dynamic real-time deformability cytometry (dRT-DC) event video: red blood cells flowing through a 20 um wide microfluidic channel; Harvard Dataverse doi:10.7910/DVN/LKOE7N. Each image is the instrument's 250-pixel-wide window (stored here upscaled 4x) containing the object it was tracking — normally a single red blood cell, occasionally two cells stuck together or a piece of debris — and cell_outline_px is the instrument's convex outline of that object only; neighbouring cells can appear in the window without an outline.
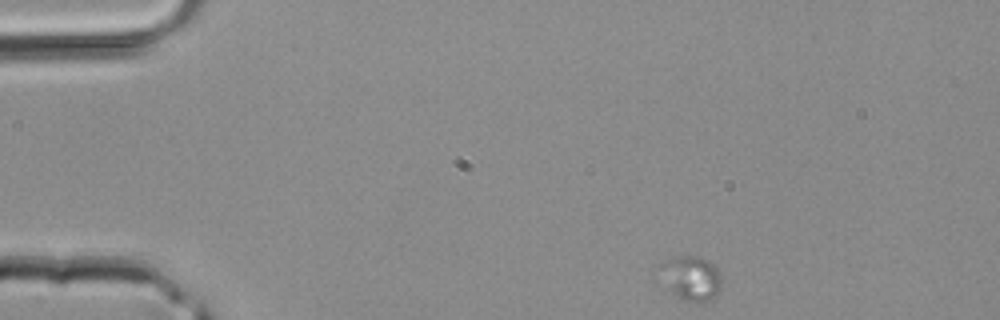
{"species": "common noctule bat (a hibernating species)", "species_latin": "Nyctalus noctula", "temperature_condition": "room temperature", "stored_images_in_passage": 12, "camera_frame_rate_fps": 3000, "um_per_image_px": 0.085, "animal": {"sex": "male", "body_mass_g": 20.4}, "frame": {"image": 1, "passage_image": 1, "time_ms": 0.0, "image_size_px": [1000, 320], "cell_outline_px": [[720, 288], [712, 300], [696, 304], [680, 300], [672, 292], [660, 264], [676, 256], [700, 256], [716, 264], [720, 276]], "centroid_in_image_um": [58.84, 23.66], "position_along_channel_um": 26.2, "area_um2": 15.72}}
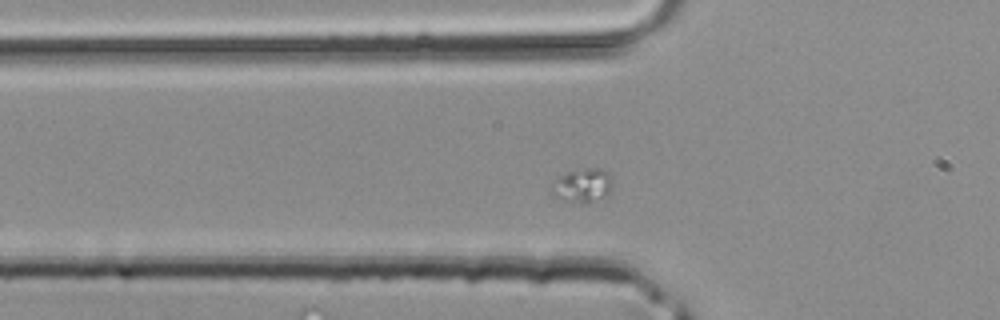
{"frame": {"image": 2, "passage_image": 9, "time_ms": 2.667, "image_size_px": [1000, 320], "cell_outline_px": [[612, 192], [588, 204], [580, 204], [560, 200], [548, 188], [560, 176], [568, 172], [584, 168], [600, 168], [608, 172], [612, 176]], "centroid_in_image_um": [49.53, 15.78], "position_along_channel_um": 76.3, "area_um2": 12.37}}